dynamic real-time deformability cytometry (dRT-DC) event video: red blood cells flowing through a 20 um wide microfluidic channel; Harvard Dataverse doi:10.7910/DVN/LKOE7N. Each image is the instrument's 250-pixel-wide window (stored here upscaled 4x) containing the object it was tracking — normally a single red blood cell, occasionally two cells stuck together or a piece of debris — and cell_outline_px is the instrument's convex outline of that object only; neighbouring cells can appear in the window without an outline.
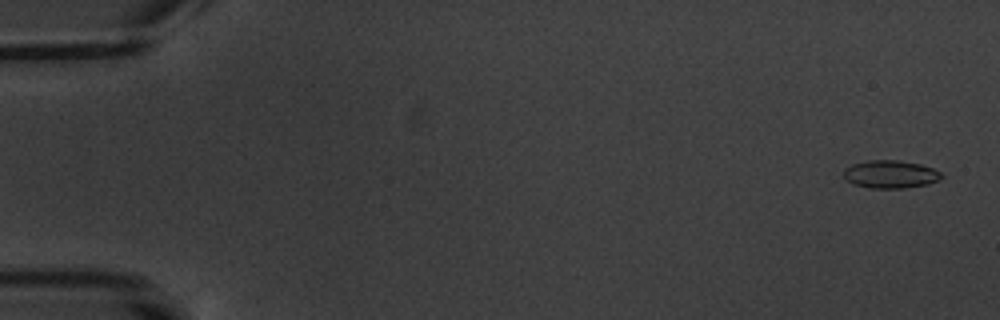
{"species": "common noctule bat (a hibernating species)", "species_latin": "Nyctalus noctula", "temperature_condition": "warm", "stored_images_in_passage": 12, "camera_frame_rate_fps": 3000, "um_per_image_px": 0.085, "animal": {"sex": "male", "body_mass_g": 20.1, "forearm_length_mm": 53.5}, "frame": {"image": 1, "passage_image": 1, "time_ms": 0.0, "image_size_px": [1000, 320], "cell_outline_px": [[944, 176], [940, 180], [928, 184], [904, 188], [868, 188], [852, 184], [844, 176], [844, 168], [852, 164], [868, 160], [900, 160], [920, 164], [932, 168], [940, 172]], "centroid_in_image_um": [75.69, 14.81], "position_along_channel_um": 9.3, "area_um2": 16.01}}
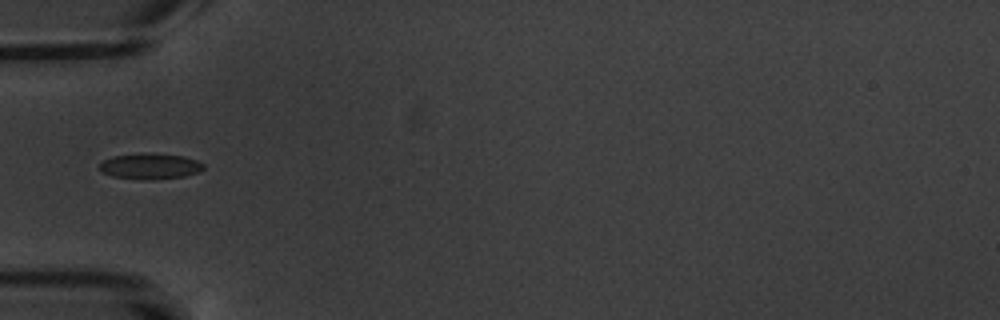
{"frame": {"image": 2, "passage_image": 6, "time_ms": 6.0, "image_size_px": [1000, 320], "cell_outline_px": [[204, 168], [200, 172], [184, 176], [152, 180], [144, 180], [112, 176], [100, 172], [100, 164], [104, 160], [112, 156], [140, 152], [152, 152], [184, 156], [196, 160], [204, 164]], "centroid_in_image_um": [12.76, 14.11], "position_along_channel_um": 72.2, "area_um2": 16.01}}